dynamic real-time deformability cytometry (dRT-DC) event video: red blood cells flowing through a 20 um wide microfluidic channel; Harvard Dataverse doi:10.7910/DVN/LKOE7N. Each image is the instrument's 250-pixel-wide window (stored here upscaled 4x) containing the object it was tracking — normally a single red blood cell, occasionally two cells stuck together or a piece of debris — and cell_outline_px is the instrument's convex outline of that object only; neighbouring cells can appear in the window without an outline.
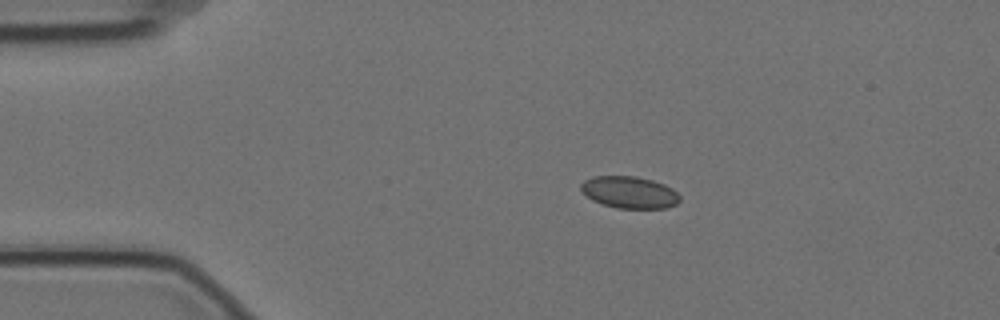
{"species": "Egyptian fruit bat (a non-hibernating species)", "species_latin": "Rousettus aegyptiacus", "temperature_condition": "cold", "stored_images_in_passage": 13, "camera_frame_rate_fps": 3000, "um_per_image_px": 0.085, "animal": {"sex": "female"}, "frame": {"image": 1, "passage_image": 1, "time_ms": 0.0, "image_size_px": [1000, 320], "cell_outline_px": [[680, 200], [676, 204], [668, 208], [616, 208], [592, 200], [580, 188], [580, 184], [584, 180], [592, 176], [636, 176], [652, 180], [664, 184], [672, 188], [680, 196]], "centroid_in_image_um": [53.51, 16.34], "position_along_channel_um": 31.5, "area_um2": 18.38}}
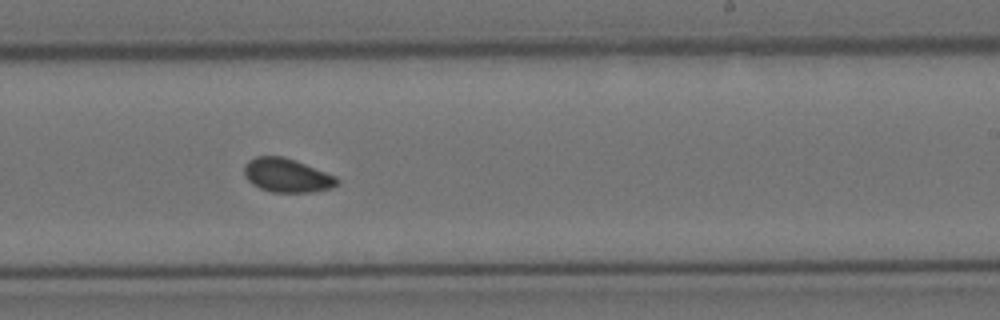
{"frame": {"image": 2, "passage_image": 8, "time_ms": 2.333, "image_size_px": [1000, 320], "cell_outline_px": [[340, 184], [332, 188], [312, 192], [272, 192], [260, 188], [252, 184], [244, 176], [244, 164], [248, 160], [256, 156], [284, 156], [336, 176], [340, 180]], "centroid_in_image_um": [24.39, 14.91], "position_along_channel_um": 264.6, "area_um2": 18.44}}
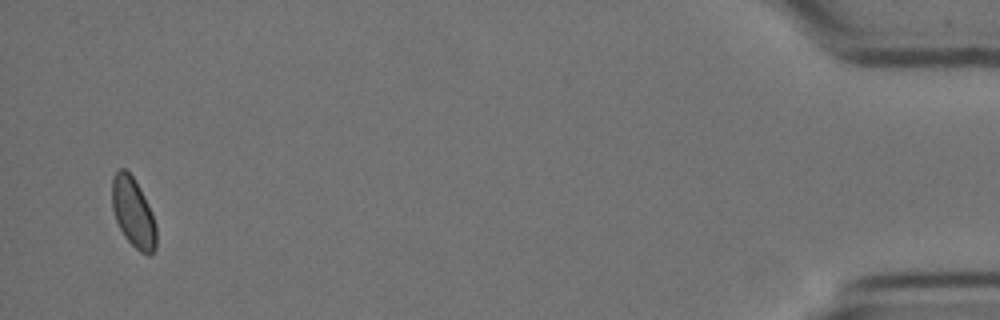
{"frame": {"image": 3, "passage_image": 13, "time_ms": 4.0, "image_size_px": [1000, 320], "cell_outline_px": [[156, 248], [148, 256], [140, 252], [124, 236], [116, 220], [112, 208], [112, 176], [120, 168], [124, 168], [136, 180], [152, 212], [156, 224]], "centroid_in_image_um": [11.33, 18.06], "position_along_channel_um": 423.9, "area_um2": 17.98}}